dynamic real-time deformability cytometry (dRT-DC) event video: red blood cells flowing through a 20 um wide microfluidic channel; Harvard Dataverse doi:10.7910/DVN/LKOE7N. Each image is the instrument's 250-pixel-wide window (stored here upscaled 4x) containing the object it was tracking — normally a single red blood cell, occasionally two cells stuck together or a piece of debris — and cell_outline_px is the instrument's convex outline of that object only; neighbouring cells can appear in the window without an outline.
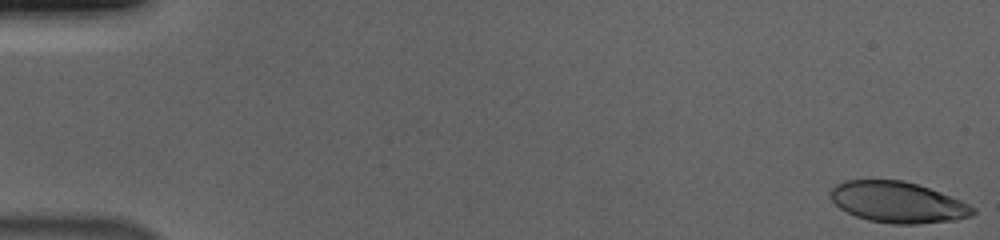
{"species": "human", "species_latin": "Homo sapiens", "temperature_condition": "cold", "stored_images_in_passage": 56, "camera_frame_rate_fps": 3000, "um_per_image_px": 0.085, "donor": {"sex": "male"}, "frame": {"image": 1, "passage_image": 1, "time_ms": 0.0, "image_size_px": [1000, 240], "cell_outline_px": [[976, 212], [972, 216], [956, 220], [916, 224], [892, 224], [868, 220], [856, 216], [840, 208], [832, 200], [828, 192], [836, 184], [844, 180], [904, 180], [940, 192], [960, 200], [976, 208]], "centroid_in_image_um": [76.31, 17.19], "position_along_channel_um": 8.7, "area_um2": 34.04}}
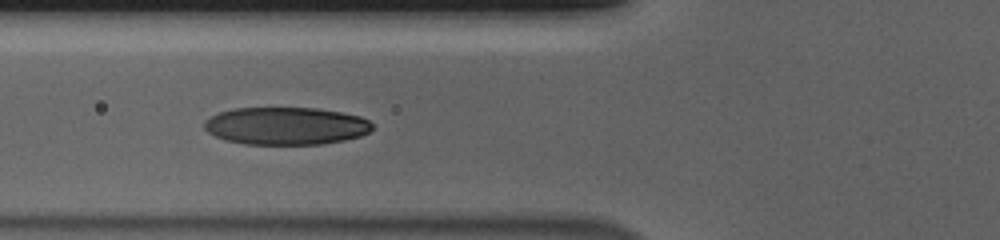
{"frame": {"image": 2, "passage_image": 22, "time_ms": 7.0, "image_size_px": [1000, 240], "cell_outline_px": [[372, 128], [368, 132], [360, 136], [344, 140], [324, 144], [244, 144], [224, 140], [208, 132], [204, 128], [204, 120], [220, 112], [236, 108], [316, 108], [340, 112], [360, 116], [368, 120], [372, 124]], "centroid_in_image_um": [24.29, 10.71], "position_along_channel_um": 101.5, "area_um2": 36.76}}
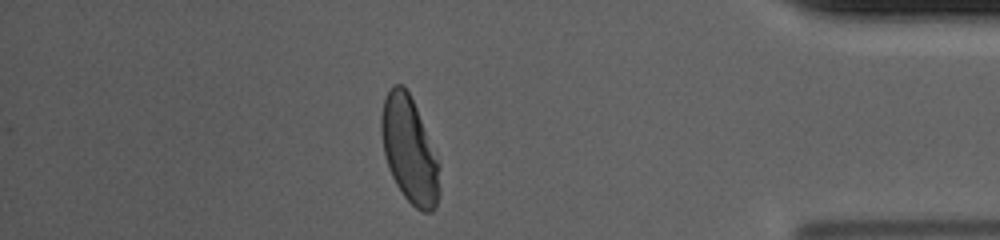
{"frame": {"image": 3, "passage_image": 49, "time_ms": 16.0, "image_size_px": [1000, 240], "cell_outline_px": [[440, 192], [436, 208], [432, 212], [424, 212], [416, 208], [404, 196], [396, 184], [388, 168], [384, 156], [380, 132], [380, 116], [384, 100], [392, 84], [404, 84], [416, 108], [440, 164]], "centroid_in_image_um": [34.79, 12.78], "position_along_channel_um": 400.4, "area_um2": 36.13}, "authors_computed_cell_mechanics": {"area_um2": 36.2695, "velocity_mm_per_s": 3.6898, "shape_relaxation_time_tau1_ms": 4.3912, "shape_relaxation_time_tau2_ms": 0.9147, "deformation_change_tau1": 0.1886, "deformation_change_tau2": 0.0543}}